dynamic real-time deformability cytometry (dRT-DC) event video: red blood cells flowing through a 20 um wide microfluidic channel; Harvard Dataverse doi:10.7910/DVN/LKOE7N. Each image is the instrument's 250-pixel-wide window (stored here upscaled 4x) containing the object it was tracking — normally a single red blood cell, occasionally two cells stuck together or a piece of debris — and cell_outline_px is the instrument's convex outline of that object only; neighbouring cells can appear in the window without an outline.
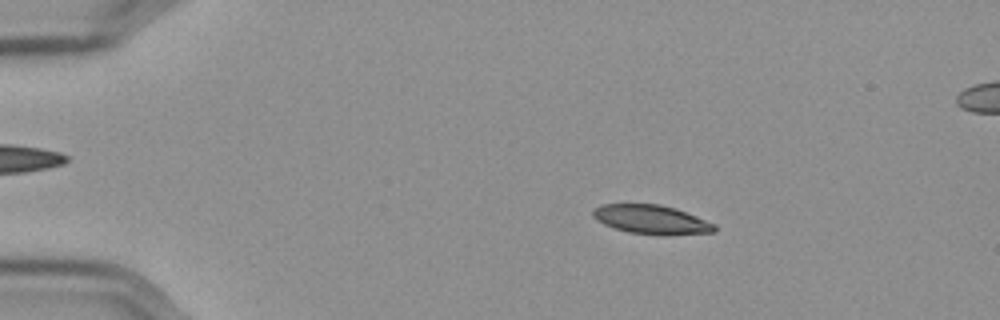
{"species": "Egyptian fruit bat (a non-hibernating species)", "species_latin": "Rousettus aegyptiacus", "temperature_condition": "cold", "stored_images_in_passage": 58, "segment_of_instrument_passage": [1, 2], "camera_frame_rate_fps": 3000, "um_per_image_px": 0.085, "frame": {"image": 1, "passage_image": 10, "time_ms": 3.0, "image_size_px": [1000, 320], "cell_outline_px": [[716, 232], [628, 232], [604, 224], [596, 220], [592, 216], [592, 208], [600, 204], [660, 204], [676, 208], [716, 224]], "centroid_in_image_um": [55.27, 18.59], "position_along_channel_um": 29.7, "area_um2": 19.59}}
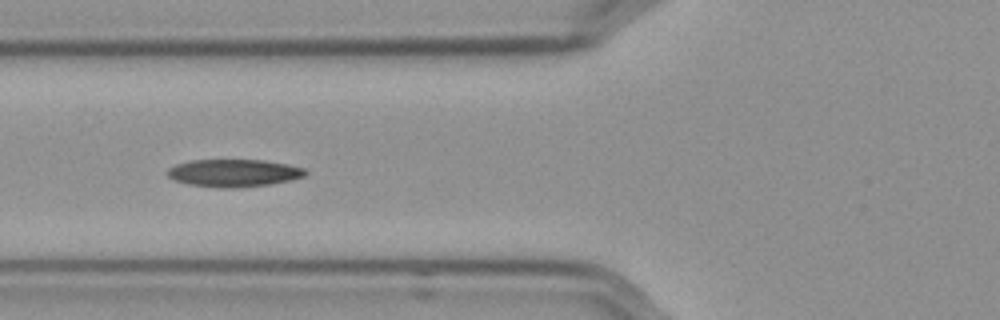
{"frame": {"image": 2, "passage_image": 22, "time_ms": 7.0, "image_size_px": [1000, 320], "cell_outline_px": [[308, 172], [304, 176], [292, 180], [268, 184], [236, 188], [224, 188], [188, 184], [176, 180], [168, 176], [168, 168], [176, 164], [188, 160], [264, 160], [288, 164], [304, 168]], "centroid_in_image_um": [19.89, 14.7], "position_along_channel_um": 105.9, "area_um2": 22.08}}
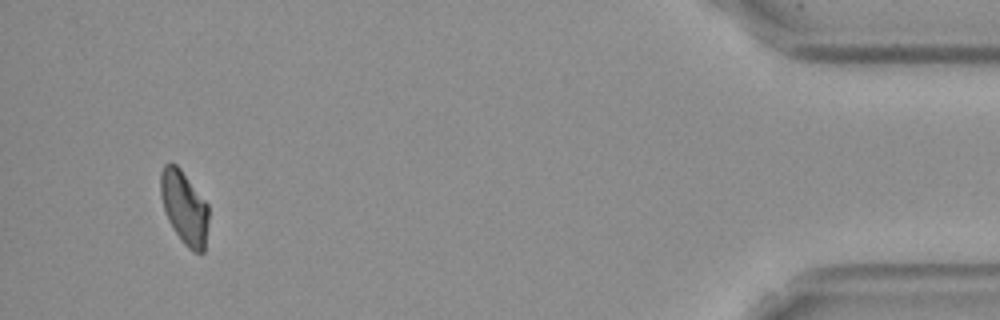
{"frame": {"image": 3, "passage_image": 54, "time_ms": 17.667, "image_size_px": [1000, 320], "cell_outline_px": [[208, 220], [204, 252], [196, 252], [188, 248], [184, 244], [168, 220], [160, 196], [160, 172], [164, 164], [176, 164], [180, 168], [208, 204]], "centroid_in_image_um": [15.66, 17.62], "position_along_channel_um": 419.5, "area_um2": 20.29}}